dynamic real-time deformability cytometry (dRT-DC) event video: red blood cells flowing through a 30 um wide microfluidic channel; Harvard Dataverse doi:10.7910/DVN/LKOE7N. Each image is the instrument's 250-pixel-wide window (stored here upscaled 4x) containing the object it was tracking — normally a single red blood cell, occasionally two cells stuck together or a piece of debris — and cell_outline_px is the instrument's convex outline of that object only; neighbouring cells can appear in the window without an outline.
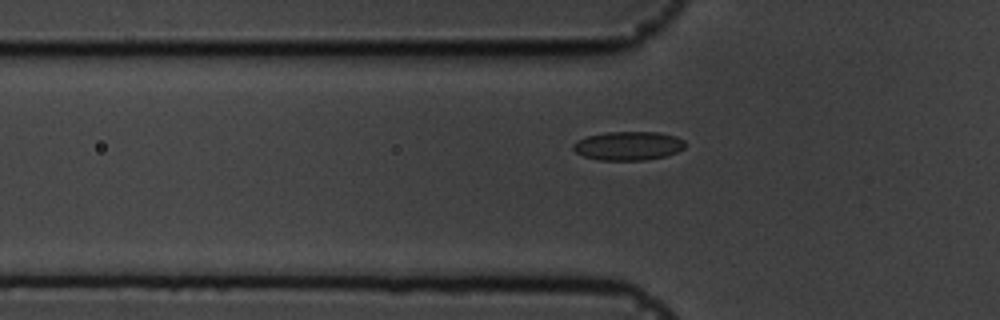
{"species": "common noctule bat (a hibernating species)", "species_latin": "Nyctalus noctula", "temperature_condition": "cold", "stored_images_in_passage": 43, "camera_frame_rate_fps": 3000, "um_per_image_px": 0.085, "animal": {"sex": "male", "body_mass_g": 19.5, "forearm_length_mm": 54.6}, "frame": {"image": 1, "passage_image": 10, "time_ms": 3.0, "image_size_px": [1000, 320], "cell_outline_px": [[684, 148], [676, 152], [664, 156], [644, 160], [600, 160], [584, 156], [576, 152], [572, 148], [572, 144], [576, 140], [588, 136], [604, 132], [656, 132], [676, 136], [684, 140]], "centroid_in_image_um": [53.37, 12.39], "position_along_channel_um": 72.4, "area_um2": 18.73}}
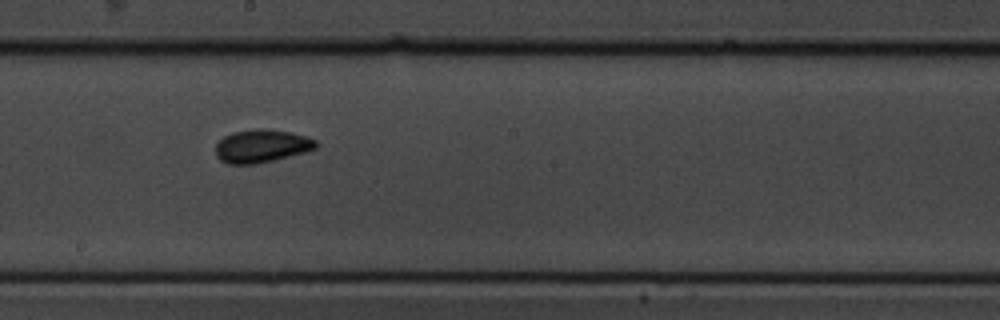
{"frame": {"image": 2, "passage_image": 23, "time_ms": 7.333, "image_size_px": [1000, 320], "cell_outline_px": [[320, 144], [316, 148], [304, 152], [256, 164], [228, 164], [220, 160], [216, 156], [216, 144], [224, 136], [232, 132], [256, 128], [260, 128], [292, 132], [316, 140]], "centroid_in_image_um": [22.22, 12.4], "position_along_channel_um": 226.0, "area_um2": 19.31}}
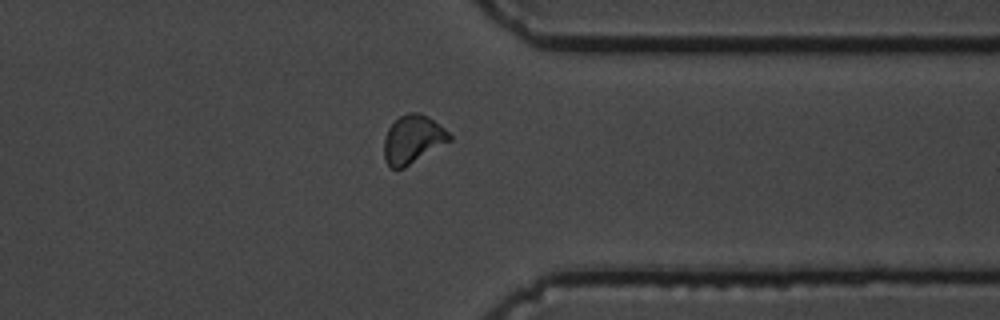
{"frame": {"image": 3, "passage_image": 36, "time_ms": 11.667, "image_size_px": [1000, 320], "cell_outline_px": [[452, 140], [404, 168], [392, 168], [384, 160], [384, 140], [388, 128], [400, 116], [408, 112], [420, 112], [444, 128], [452, 136]], "centroid_in_image_um": [35.08, 11.85], "position_along_channel_um": 376.3, "area_um2": 18.26}, "authors_computed_cell_mechanics": {"area_um2": 18.207, "velocity_mm_per_s": 3.5448, "shape_relaxation_time_tau1_ms": 5.2937, "shape_relaxation_time_tau2_ms": 2.1746, "deformation_change_tau1": 0.108, "deformation_change_tau2": 0.0504}}